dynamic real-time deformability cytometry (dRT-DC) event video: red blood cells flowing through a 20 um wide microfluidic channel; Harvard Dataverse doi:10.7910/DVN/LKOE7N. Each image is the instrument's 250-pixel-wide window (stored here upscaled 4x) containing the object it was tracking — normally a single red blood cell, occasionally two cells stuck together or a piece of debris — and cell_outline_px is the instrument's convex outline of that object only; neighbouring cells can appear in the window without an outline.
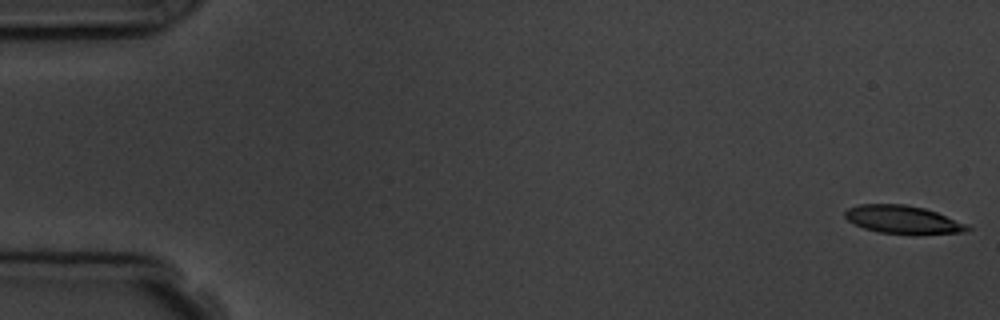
{"species": "common noctule bat (a hibernating species)", "species_latin": "Nyctalus noctula", "temperature_condition": "room temperature", "stored_images_in_passage": 5, "segment_of_instrument_passage": [1, 2], "camera_frame_rate_fps": 3000, "um_per_image_px": 0.085, "animal": {"sex": "male", "body_mass_g": 19.5, "forearm_length_mm": 54.6}, "frame": {"image": 1, "passage_image": 1, "time_ms": 0.0, "image_size_px": [1000, 320], "cell_outline_px": [[972, 228], [964, 232], [916, 236], [880, 232], [864, 228], [848, 220], [844, 216], [844, 212], [848, 208], [860, 204], [904, 204], [924, 208], [936, 212], [968, 224]], "centroid_in_image_um": [76.8, 18.69], "position_along_channel_um": 8.2, "area_um2": 20.4}}
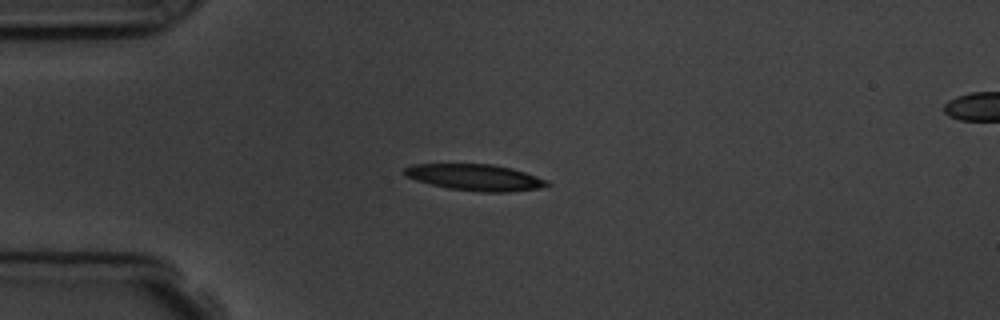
{"frame": {"image": 2, "passage_image": 4, "time_ms": 4.333, "image_size_px": [1000, 320], "cell_outline_px": [[552, 184], [536, 188], [508, 192], [480, 192], [448, 188], [416, 180], [404, 176], [400, 172], [404, 168], [416, 164], [492, 164], [512, 168], [548, 180]], "centroid_in_image_um": [40.35, 15.07], "position_along_channel_um": 44.6, "area_um2": 21.85}}